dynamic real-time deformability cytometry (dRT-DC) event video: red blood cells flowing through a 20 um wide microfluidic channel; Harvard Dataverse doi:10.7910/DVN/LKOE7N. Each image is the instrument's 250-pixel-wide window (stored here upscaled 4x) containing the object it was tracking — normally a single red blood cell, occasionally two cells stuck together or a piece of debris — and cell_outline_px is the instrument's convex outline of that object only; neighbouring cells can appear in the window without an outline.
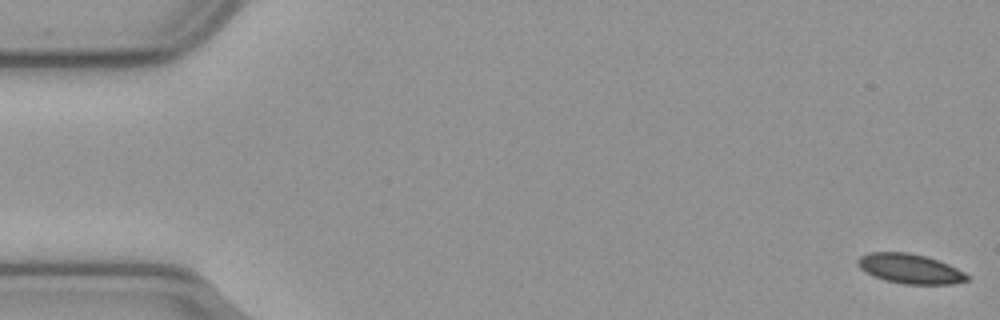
{"species": "common noctule bat (a hibernating species)", "species_latin": "Nyctalus noctula", "temperature_condition": "cold", "stored_images_in_passage": 57, "camera_frame_rate_fps": 3000, "um_per_image_px": 0.085, "animal": {"sex": "male", "body_mass_g": 23.1, "forearm_length_mm": 52.7}, "frame": {"image": 1, "passage_image": 1, "time_ms": 0.0, "image_size_px": [1000, 320], "cell_outline_px": [[972, 276], [968, 280], [952, 284], [904, 284], [884, 280], [872, 276], [860, 268], [856, 264], [856, 260], [860, 256], [868, 252], [908, 252], [924, 256], [948, 264]], "centroid_in_image_um": [77.32, 22.84], "position_along_channel_um": 7.7, "area_um2": 19.02}}
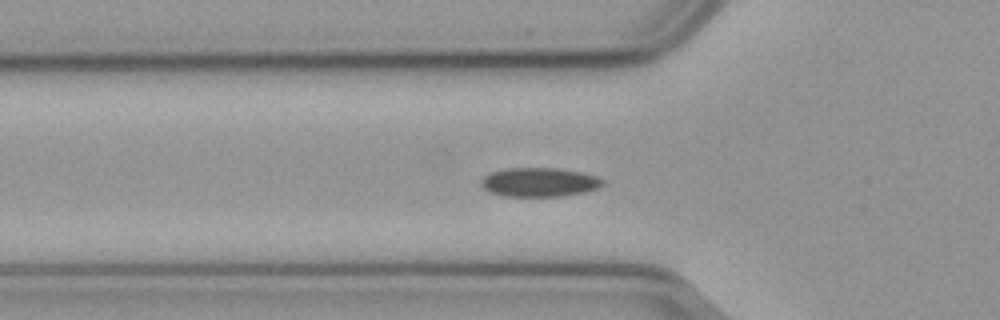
{"frame": {"image": 2, "passage_image": 19, "time_ms": 6.0, "image_size_px": [1000, 320], "cell_outline_px": [[604, 184], [596, 188], [584, 192], [560, 196], [500, 196], [488, 192], [480, 184], [480, 180], [484, 176], [492, 172], [504, 168], [556, 168], [580, 172], [596, 176], [604, 180]], "centroid_in_image_um": [45.79, 15.49], "position_along_channel_um": 80.0, "area_um2": 20.58}}
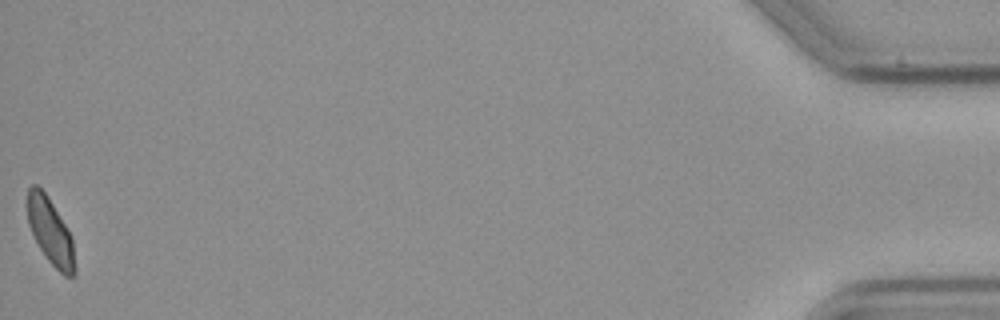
{"frame": {"image": 3, "passage_image": 57, "time_ms": 18.667, "image_size_px": [1000, 320], "cell_outline_px": [[76, 276], [64, 276], [48, 260], [40, 248], [28, 224], [28, 188], [32, 184], [36, 184], [48, 196], [72, 236], [76, 268]], "centroid_in_image_um": [4.31, 19.7], "position_along_channel_um": 430.9, "area_um2": 18.15}, "authors_computed_cell_mechanics": {"area_um2": 19.652, "velocity_mm_per_s": 3.6133, "shape_relaxation_time_tau1_ms": 4.3746, "shape_relaxation_time_tau2_ms": null, "deformation_change_tau1": 0.0788, "deformation_change_tau2": null}}